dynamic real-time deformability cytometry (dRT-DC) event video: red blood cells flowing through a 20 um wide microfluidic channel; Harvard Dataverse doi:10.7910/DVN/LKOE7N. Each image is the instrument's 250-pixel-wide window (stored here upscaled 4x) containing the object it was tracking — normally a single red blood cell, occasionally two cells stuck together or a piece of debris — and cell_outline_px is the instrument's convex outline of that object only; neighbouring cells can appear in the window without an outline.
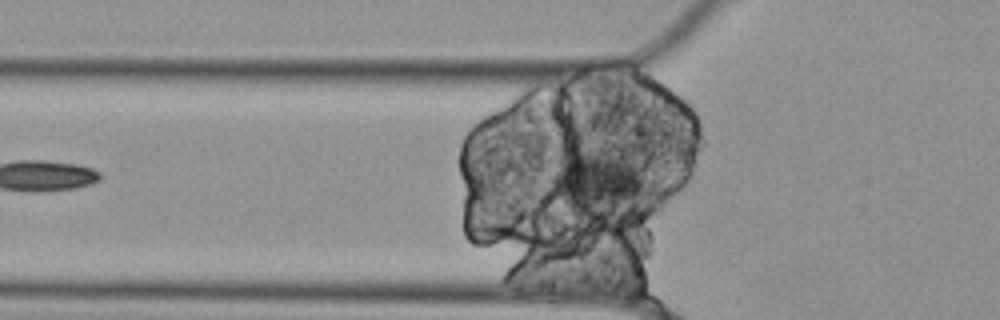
{"species": "Egyptian fruit bat (a non-hibernating species)", "species_latin": "Rousettus aegyptiacus", "temperature_condition": "cold", "stored_images_in_passage": 7, "segment_of_instrument_passage": [2, 3], "camera_frame_rate_fps": 3000, "um_per_image_px": 0.085, "animal": {"sex": "female"}, "frame": {"image": 1, "passage_image": 3, "time_ms": 0.667, "image_size_px": [1000, 320], "cell_outline_px": [[660, 200], [572, 212], [556, 192], [552, 184], [548, 172], [556, 160], [560, 156], [576, 148], [620, 156], [648, 172]], "centroid_in_image_um": [50.98, 15.38], "position_along_channel_um": 74.8, "area_um2": 35.55}}